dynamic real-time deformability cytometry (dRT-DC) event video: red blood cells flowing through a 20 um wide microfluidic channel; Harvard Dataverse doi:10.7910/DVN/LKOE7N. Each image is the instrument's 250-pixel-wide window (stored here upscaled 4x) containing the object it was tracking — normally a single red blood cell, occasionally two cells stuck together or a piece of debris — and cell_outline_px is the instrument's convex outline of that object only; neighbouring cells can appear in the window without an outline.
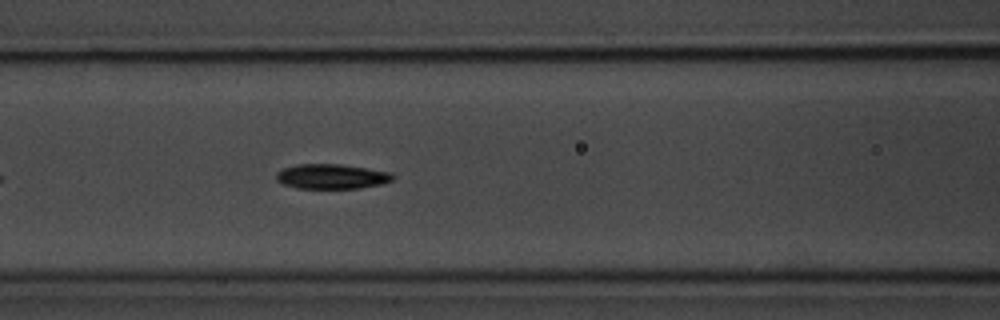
{"species": "common noctule bat (a hibernating species)", "species_latin": "Nyctalus noctula", "temperature_condition": "room temperature", "stored_images_in_passage": 24, "camera_frame_rate_fps": 3000, "um_per_image_px": 0.085, "animal": {"sex": "male", "body_mass_g": 20.1, "forearm_length_mm": 53.5}, "frame": {"image": 1, "passage_image": 11, "time_ms": 3.333, "image_size_px": [1000, 320], "cell_outline_px": [[396, 176], [392, 180], [380, 184], [360, 188], [296, 188], [284, 184], [276, 180], [276, 172], [284, 168], [296, 164], [336, 164], [392, 172]], "centroid_in_image_um": [28.18, 15.0], "position_along_channel_um": 138.4, "area_um2": 16.76}}
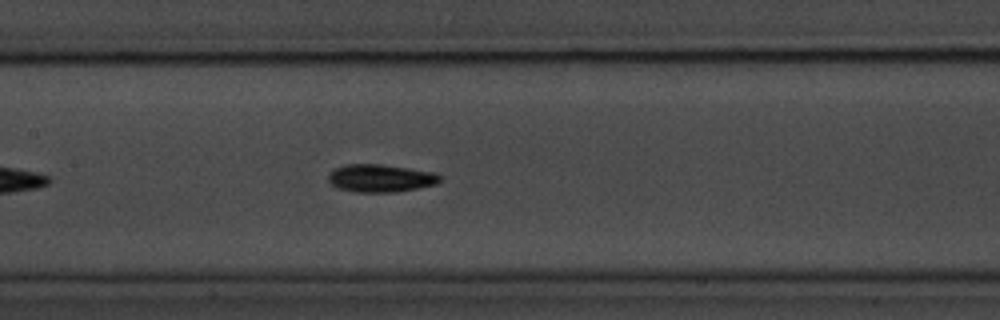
{"frame": {"image": 2, "passage_image": 14, "time_ms": 4.333, "image_size_px": [1000, 320], "cell_outline_px": [[440, 180], [436, 184], [396, 192], [356, 192], [340, 188], [332, 184], [328, 180], [328, 176], [336, 168], [344, 164], [384, 164], [432, 172], [440, 176]], "centroid_in_image_um": [32.33, 15.14], "position_along_channel_um": 175.1, "area_um2": 17.8}}